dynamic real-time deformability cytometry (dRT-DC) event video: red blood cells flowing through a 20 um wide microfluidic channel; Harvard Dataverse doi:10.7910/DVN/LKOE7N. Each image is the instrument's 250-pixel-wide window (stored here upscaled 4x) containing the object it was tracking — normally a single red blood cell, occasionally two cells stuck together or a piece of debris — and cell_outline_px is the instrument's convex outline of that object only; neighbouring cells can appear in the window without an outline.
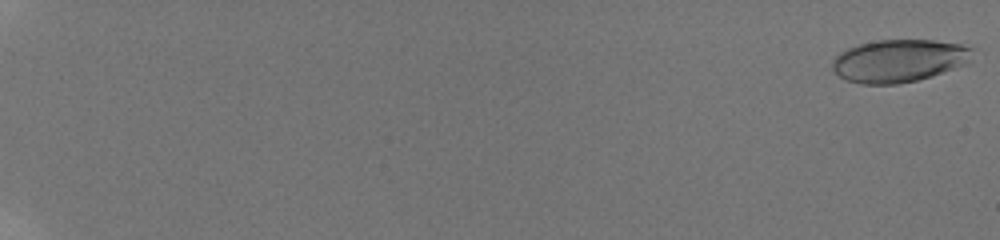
{"species": "human", "species_latin": "Homo sapiens", "temperature_condition": "room temperature", "stored_images_in_passage": 21, "camera_frame_rate_fps": 3000, "um_per_image_px": 0.085, "donor": {"sex": "male"}, "frame": {"image": 1, "passage_image": 1, "time_ms": 0.0, "image_size_px": [1000, 240], "cell_outline_px": [[976, 48], [972, 60], [964, 64], [932, 76], [916, 80], [896, 84], [860, 84], [848, 80], [840, 76], [832, 68], [832, 60], [840, 52], [848, 48], [860, 44], [880, 40], [932, 40], [960, 44]], "centroid_in_image_um": [76.45, 5.15], "position_along_channel_um": 8.5, "area_um2": 34.8}}
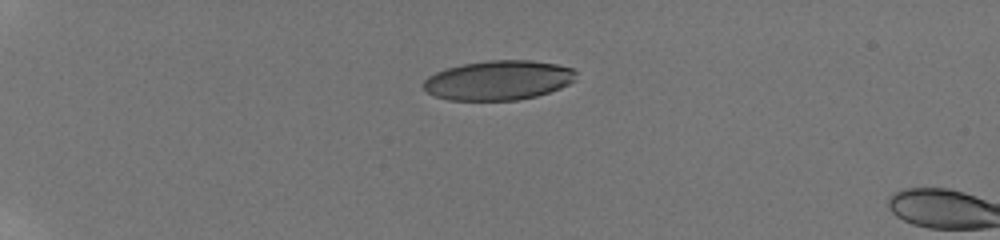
{"frame": {"image": 2, "passage_image": 18, "time_ms": 5.667, "image_size_px": [1000, 240], "cell_outline_px": [[576, 80], [560, 88], [536, 96], [516, 100], [448, 100], [436, 96], [428, 92], [424, 88], [424, 80], [428, 76], [436, 72], [448, 68], [464, 64], [488, 60], [528, 60], [556, 64], [572, 68], [576, 72]], "centroid_in_image_um": [42.38, 6.82], "position_along_channel_um": 42.6, "area_um2": 34.97}}